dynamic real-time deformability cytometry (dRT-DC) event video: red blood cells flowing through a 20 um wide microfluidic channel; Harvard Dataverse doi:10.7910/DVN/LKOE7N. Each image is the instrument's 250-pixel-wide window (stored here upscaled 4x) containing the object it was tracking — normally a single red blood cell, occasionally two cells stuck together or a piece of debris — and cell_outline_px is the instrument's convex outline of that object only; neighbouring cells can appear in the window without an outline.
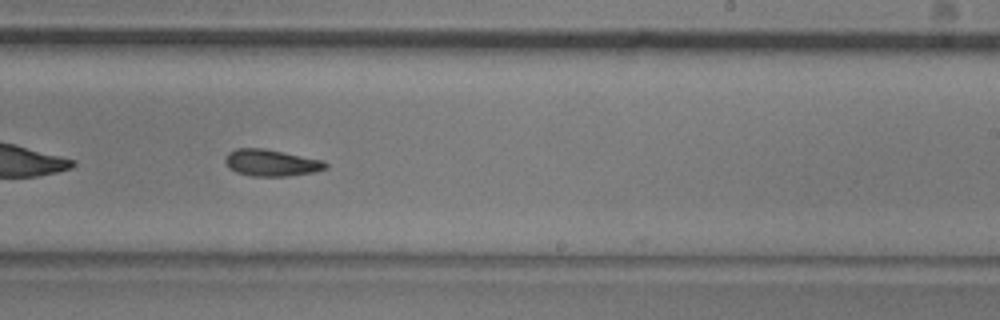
{"species": "common noctule bat (a hibernating species)", "species_latin": "Nyctalus noctula", "temperature_condition": "room temperature", "stored_images_in_passage": 39, "camera_frame_rate_fps": 3000, "um_per_image_px": 0.085, "animal": {"sex": "male", "body_mass_g": 20.5, "forearm_length_mm": 52.5}, "frame": {"image": 1, "passage_image": 18, "time_ms": 5.667, "image_size_px": [1000, 320], "cell_outline_px": [[328, 168], [316, 172], [288, 176], [252, 176], [236, 172], [228, 168], [224, 160], [228, 152], [236, 148], [264, 148], [324, 160], [328, 164]], "centroid_in_image_um": [23.07, 13.84], "position_along_channel_um": 265.9, "area_um2": 15.84}, "authors_computed_cell_mechanics": {"area_um2": 15.4326, "velocity_mm_per_s": 3.7052, "shape_relaxation_time_tau1_ms": null, "shape_relaxation_time_tau2_ms": 7.1275, "deformation_change_tau1": null, "deformation_change_tau2": 0.1381}}